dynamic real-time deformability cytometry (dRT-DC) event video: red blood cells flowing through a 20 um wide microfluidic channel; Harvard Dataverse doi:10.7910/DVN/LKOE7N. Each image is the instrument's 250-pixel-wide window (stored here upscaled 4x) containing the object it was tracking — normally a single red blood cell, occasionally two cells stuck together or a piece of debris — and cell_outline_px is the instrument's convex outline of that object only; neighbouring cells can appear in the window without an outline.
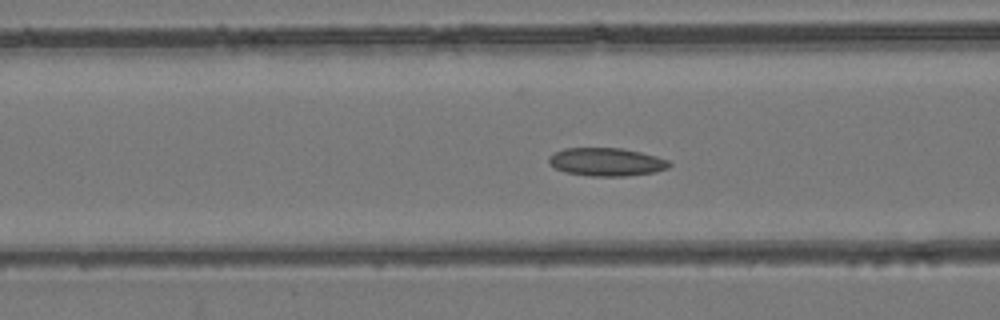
{"species": "common noctule bat (a hibernating species)", "species_latin": "Nyctalus noctula", "temperature_condition": "room temperature", "stored_images_in_passage": 48, "camera_frame_rate_fps": 3000, "um_per_image_px": 0.085, "animal": {"sex": "female", "body_mass_g": 24.6, "forearm_length_mm": 56.2}, "frame": {"image": 1, "passage_image": 19, "time_ms": 6.0, "image_size_px": [1000, 320], "cell_outline_px": [[672, 164], [668, 168], [656, 172], [624, 176], [592, 176], [564, 172], [548, 164], [548, 156], [564, 148], [620, 148], [640, 152], [656, 156], [668, 160]], "centroid_in_image_um": [51.54, 13.77], "position_along_channel_um": 115.1, "area_um2": 19.77}}
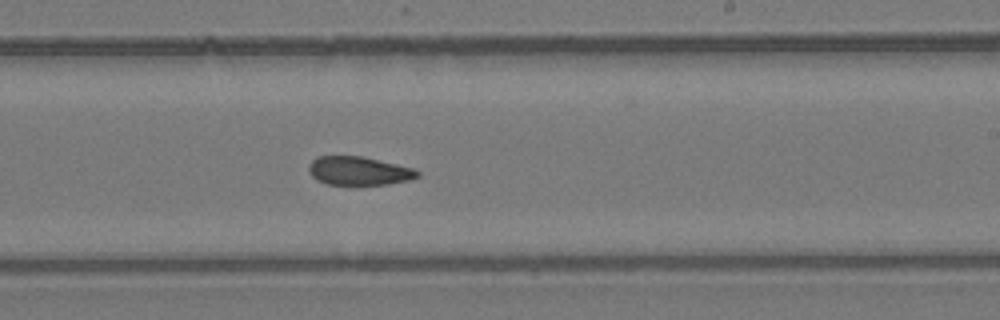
{"frame": {"image": 2, "passage_image": 29, "time_ms": 9.333, "image_size_px": [1000, 320], "cell_outline_px": [[420, 176], [412, 180], [388, 184], [356, 188], [328, 184], [316, 180], [312, 176], [308, 168], [312, 160], [320, 156], [360, 156], [412, 168], [420, 172]], "centroid_in_image_um": [30.51, 14.59], "position_along_channel_um": 258.5, "area_um2": 18.73}}
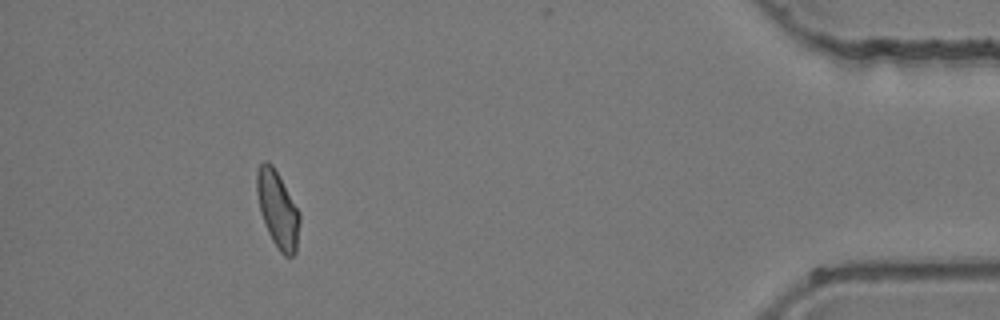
{"frame": {"image": 3, "passage_image": 44, "time_ms": 14.333, "image_size_px": [1000, 320], "cell_outline_px": [[300, 220], [296, 252], [292, 256], [284, 256], [280, 252], [272, 240], [264, 224], [260, 212], [256, 192], [256, 172], [260, 164], [264, 160], [268, 160], [272, 164], [300, 212]], "centroid_in_image_um": [23.59, 17.79], "position_along_channel_um": 411.6, "area_um2": 19.19}}